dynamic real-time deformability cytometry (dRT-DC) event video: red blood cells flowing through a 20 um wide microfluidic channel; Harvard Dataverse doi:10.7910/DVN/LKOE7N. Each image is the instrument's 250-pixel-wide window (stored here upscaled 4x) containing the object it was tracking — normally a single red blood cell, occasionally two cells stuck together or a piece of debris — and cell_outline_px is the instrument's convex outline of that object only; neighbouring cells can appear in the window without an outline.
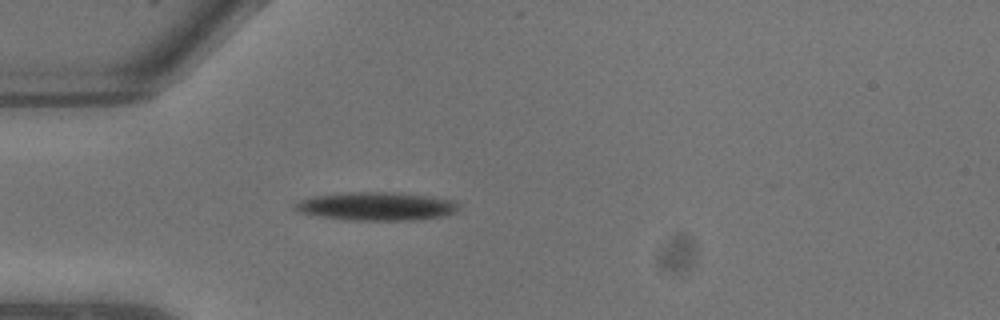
{"species": "common noctule bat (a hibernating species)", "species_latin": "Nyctalus noctula", "temperature_condition": "warm", "stored_images_in_passage": 9, "camera_frame_rate_fps": 3000, "um_per_image_px": 0.085, "animal": {"sex": "male", "body_mass_g": 13.3}, "frame": {"image": 1, "passage_image": 6, "time_ms": 1.667, "image_size_px": [1000, 320], "cell_outline_px": [[460, 208], [456, 212], [444, 216], [416, 220], [348, 220], [320, 216], [300, 212], [292, 208], [292, 204], [300, 200], [312, 196], [348, 192], [400, 192], [432, 196], [456, 200], [460, 204]], "centroid_in_image_um": [32.05, 17.52], "position_along_channel_um": 52.9, "area_um2": 27.51}}
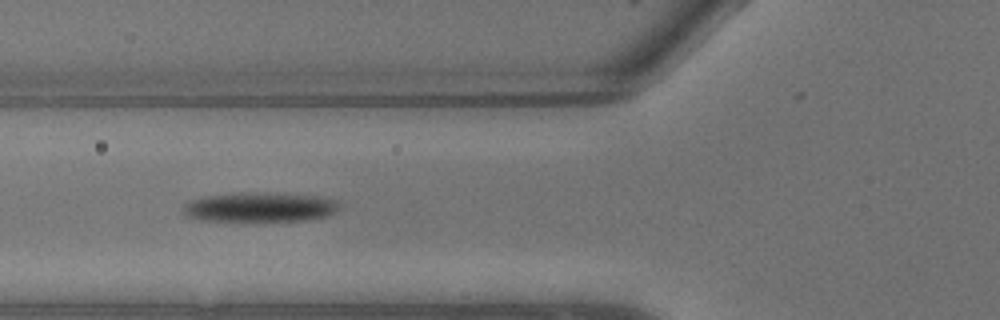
{"frame": {"image": 2, "passage_image": 8, "time_ms": 2.333, "image_size_px": [1000, 320], "cell_outline_px": [[340, 208], [332, 216], [304, 220], [200, 220], [188, 216], [184, 212], [184, 204], [192, 200], [208, 196], [256, 192], [268, 192], [320, 196], [340, 200]], "centroid_in_image_um": [22.23, 17.6], "position_along_channel_um": 103.6, "area_um2": 26.76}}